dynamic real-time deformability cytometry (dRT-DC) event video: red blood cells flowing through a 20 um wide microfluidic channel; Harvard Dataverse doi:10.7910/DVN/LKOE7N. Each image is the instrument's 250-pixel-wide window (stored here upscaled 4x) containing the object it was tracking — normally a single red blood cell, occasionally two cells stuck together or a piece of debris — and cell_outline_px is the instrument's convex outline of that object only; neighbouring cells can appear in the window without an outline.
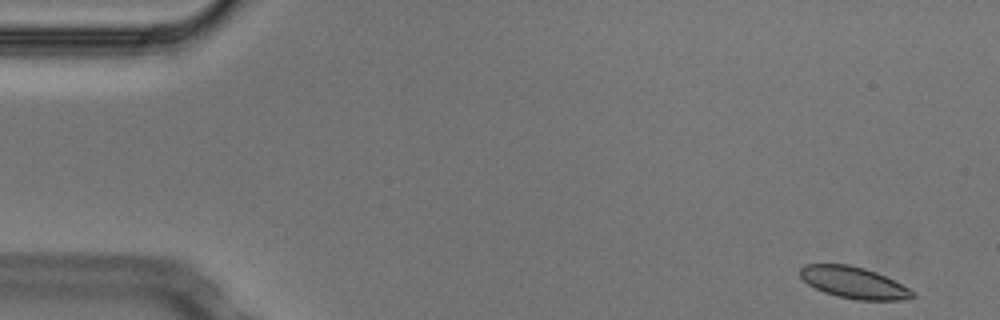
{"species": "Egyptian fruit bat (a non-hibernating species)", "species_latin": "Rousettus aegyptiacus", "temperature_condition": "cold", "stored_images_in_passage": 52, "camera_frame_rate_fps": 3000, "um_per_image_px": 0.085, "animal": {"sex": "male"}, "frame": {"image": 1, "passage_image": 1, "time_ms": 0.0, "image_size_px": [1000, 320], "cell_outline_px": [[916, 296], [904, 300], [860, 300], [836, 296], [824, 292], [808, 284], [800, 276], [800, 268], [804, 264], [848, 264], [864, 268], [876, 272], [916, 292]], "centroid_in_image_um": [72.57, 24.02], "position_along_channel_um": 12.4, "area_um2": 20.58}}
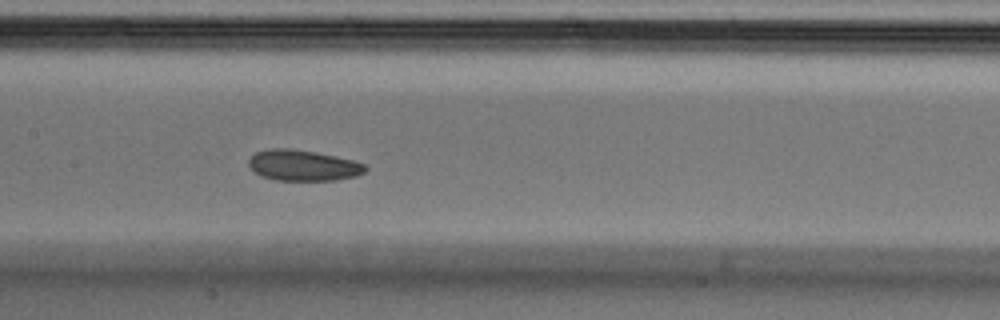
{"frame": {"image": 2, "passage_image": 24, "time_ms": 7.667, "image_size_px": [1000, 320], "cell_outline_px": [[368, 168], [364, 172], [356, 176], [336, 180], [276, 180], [260, 176], [248, 164], [248, 160], [256, 152], [268, 148], [288, 148], [316, 152], [356, 160], [364, 164]], "centroid_in_image_um": [25.78, 14.05], "position_along_channel_um": 181.6, "area_um2": 21.04}}
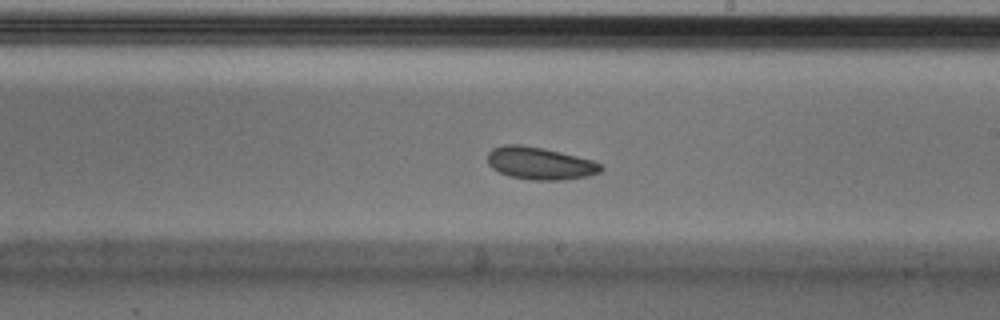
{"frame": {"image": 3, "passage_image": 29, "time_ms": 9.333, "image_size_px": [1000, 320], "cell_outline_px": [[604, 168], [600, 172], [588, 176], [564, 180], [528, 180], [508, 176], [492, 168], [488, 164], [488, 152], [492, 148], [504, 144], [520, 144], [544, 148], [592, 160], [604, 164]], "centroid_in_image_um": [45.9, 13.88], "position_along_channel_um": 243.1, "area_um2": 21.68}, "authors_computed_cell_mechanics": {"area_um2": 21.4438, "velocity_mm_per_s": 3.701, "shape_relaxation_time_tau1_ms": 3.1672, "shape_relaxation_time_tau2_ms": 5.9147, "deformation_change_tau1": 0.0573, "deformation_change_tau2": 0.0861}}